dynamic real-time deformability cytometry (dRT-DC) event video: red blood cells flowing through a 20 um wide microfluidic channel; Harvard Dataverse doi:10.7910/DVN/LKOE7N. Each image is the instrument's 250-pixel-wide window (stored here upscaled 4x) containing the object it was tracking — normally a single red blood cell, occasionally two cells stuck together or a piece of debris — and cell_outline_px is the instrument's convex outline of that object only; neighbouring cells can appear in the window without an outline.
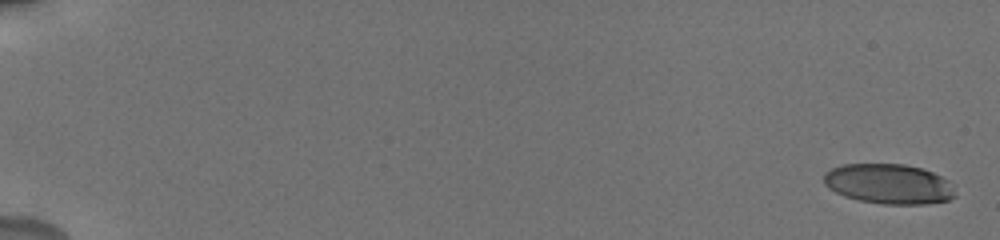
{"species": "human", "species_latin": "Homo sapiens", "temperature_condition": "cold", "stored_images_in_passage": 62, "camera_frame_rate_fps": 3000, "um_per_image_px": 0.085, "donor": {"sex": "male"}, "frame": {"image": 1, "passage_image": 1, "time_ms": 0.0, "image_size_px": [1000, 240], "cell_outline_px": [[956, 196], [948, 200], [924, 204], [884, 204], [860, 200], [844, 196], [828, 188], [824, 184], [824, 172], [832, 168], [844, 164], [904, 164], [920, 168], [932, 172], [948, 180]], "centroid_in_image_um": [75.52, 15.63], "position_along_channel_um": 9.5, "area_um2": 30.46}}
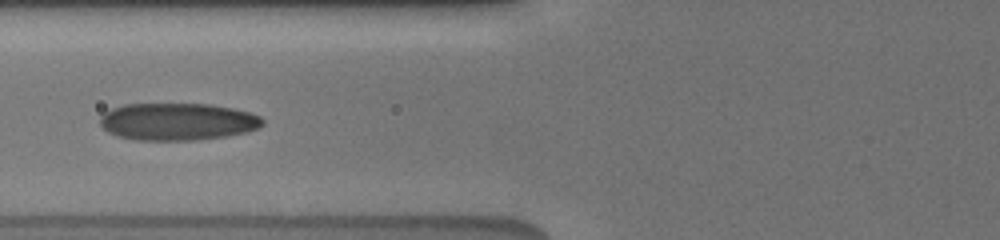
{"frame": {"image": 2, "passage_image": 35, "time_ms": 8.0, "image_size_px": [1000, 240], "cell_outline_px": [[264, 124], [260, 128], [244, 132], [224, 136], [192, 140], [136, 140], [116, 136], [108, 132], [100, 124], [100, 116], [104, 112], [112, 108], [124, 104], [208, 104], [232, 108], [248, 112], [260, 116], [264, 120]], "centroid_in_image_um": [15.06, 10.33], "position_along_channel_um": 110.7, "area_um2": 35.32}}
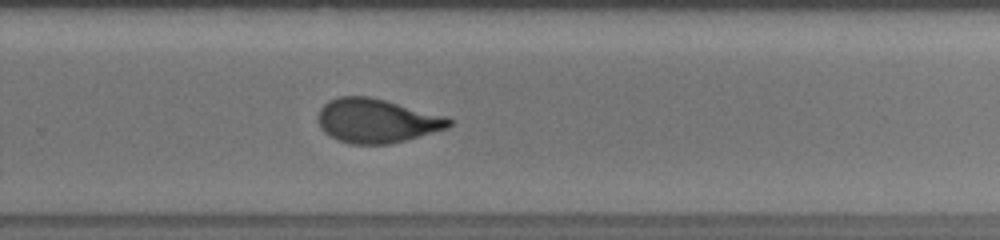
{"frame": {"image": 3, "passage_image": 48, "time_ms": 13.0, "image_size_px": [1000, 240], "cell_outline_px": [[452, 124], [448, 128], [404, 140], [388, 144], [352, 144], [340, 140], [324, 132], [320, 128], [316, 120], [316, 116], [320, 108], [328, 100], [340, 96], [368, 96], [448, 116], [452, 120]], "centroid_in_image_um": [31.99, 10.25], "position_along_channel_um": 297.8, "area_um2": 33.64}, "authors_computed_cell_mechanics": {"area_um2": 33.1483, "velocity_mm_per_s": 3.7473, "shape_relaxation_time_tau1_ms": 5.664, "shape_relaxation_time_tau2_ms": 1.3654, "deformation_change_tau1": 0.1881, "deformation_change_tau2": 0.0814}}